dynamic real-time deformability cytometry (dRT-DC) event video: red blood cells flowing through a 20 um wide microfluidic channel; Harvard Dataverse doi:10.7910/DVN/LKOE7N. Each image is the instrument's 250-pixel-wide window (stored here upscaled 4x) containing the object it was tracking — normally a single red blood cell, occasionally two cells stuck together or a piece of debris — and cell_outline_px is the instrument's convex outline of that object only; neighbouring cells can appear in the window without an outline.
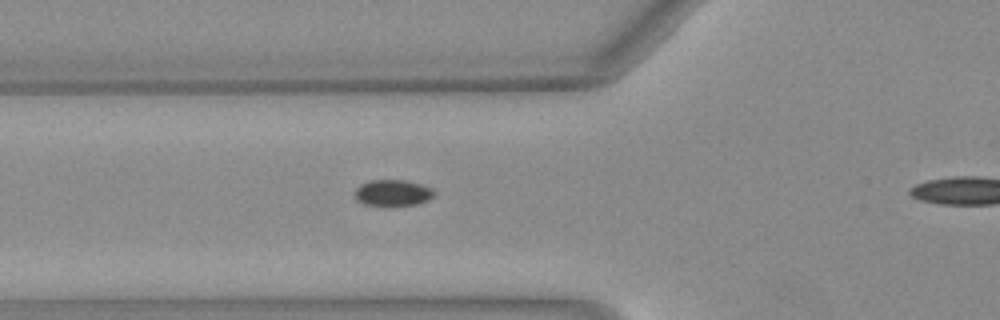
{"species": "Egyptian fruit bat (a non-hibernating species)", "species_latin": "Rousettus aegyptiacus", "temperature_condition": "warm", "stored_images_in_passage": 28, "camera_frame_rate_fps": 3000, "um_per_image_px": 0.085, "animal": {"sex": "female"}, "frame": {"image": 1, "passage_image": 2, "time_ms": 0.333, "image_size_px": [1000, 320], "cell_outline_px": [[436, 192], [428, 200], [416, 204], [364, 204], [356, 200], [356, 188], [360, 184], [372, 180], [404, 180], [420, 184], [432, 188]], "centroid_in_image_um": [33.39, 16.36], "position_along_channel_um": 92.4, "area_um2": 11.73}}
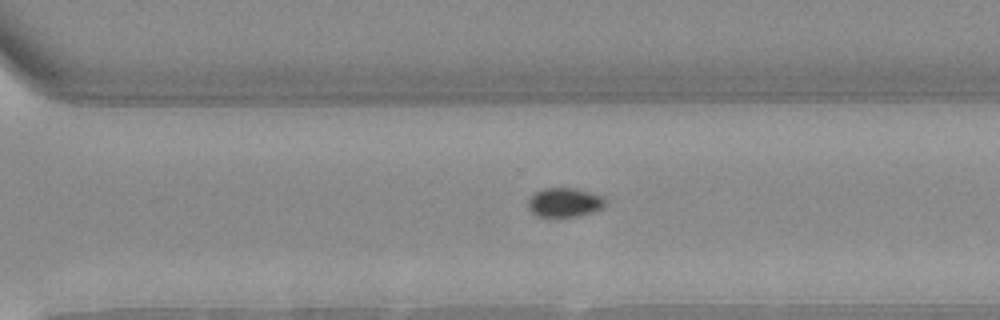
{"frame": {"image": 2, "passage_image": 19, "time_ms": 6.0, "image_size_px": [1000, 320], "cell_outline_px": [[604, 204], [600, 208], [592, 212], [576, 216], [536, 216], [528, 208], [528, 200], [536, 192], [544, 188], [572, 188], [588, 192], [600, 196], [604, 200]], "centroid_in_image_um": [47.92, 17.2], "position_along_channel_um": 322.7, "area_um2": 12.66}}
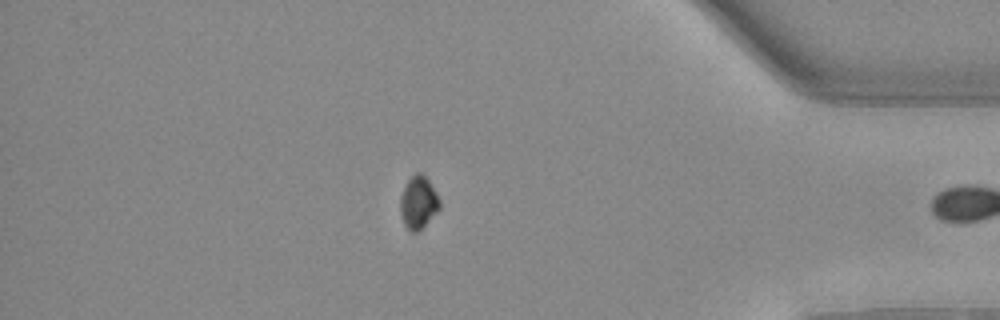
{"frame": {"image": 3, "passage_image": 27, "time_ms": 8.667, "image_size_px": [1000, 320], "cell_outline_px": [[440, 208], [416, 232], [412, 232], [404, 224], [400, 212], [400, 196], [408, 180], [416, 172], [420, 172], [428, 180], [440, 200]], "centroid_in_image_um": [35.54, 17.19], "position_along_channel_um": 399.7, "area_um2": 11.68}}